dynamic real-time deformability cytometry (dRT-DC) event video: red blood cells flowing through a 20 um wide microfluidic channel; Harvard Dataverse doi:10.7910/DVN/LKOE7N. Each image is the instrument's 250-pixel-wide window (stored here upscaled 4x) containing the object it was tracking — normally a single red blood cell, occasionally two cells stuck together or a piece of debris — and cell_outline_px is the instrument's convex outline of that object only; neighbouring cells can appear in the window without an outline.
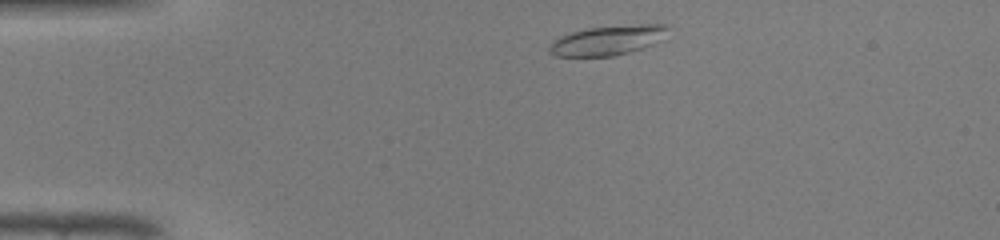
{"species": "common noctule bat (a hibernating species)", "species_latin": "Nyctalus noctula", "temperature_condition": "warm", "stored_images_in_passage": 39, "camera_frame_rate_fps": 3000, "um_per_image_px": 0.085, "animal": {"sex": "male", "body_mass_g": 19.0, "forearm_length_mm": 50.8}, "frame": {"image": 1, "passage_image": 2, "time_ms": 0.333, "image_size_px": [1000, 240], "cell_outline_px": [[672, 28], [660, 40], [652, 44], [628, 52], [612, 56], [556, 56], [548, 52], [548, 48], [552, 40], [560, 36], [572, 32], [588, 28], [640, 24], [668, 24]], "centroid_in_image_um": [51.65, 3.41], "position_along_channel_um": 33.3, "area_um2": 20.46}}
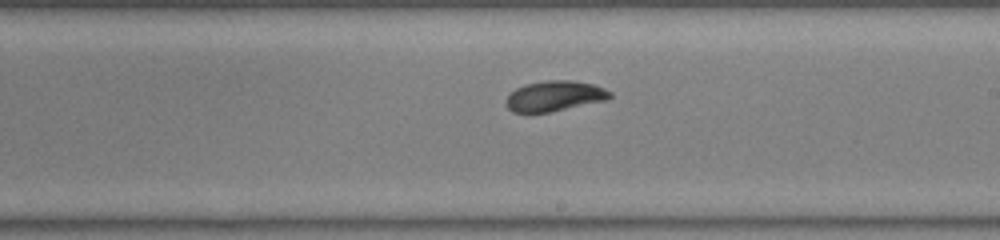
{"frame": {"image": 2, "passage_image": 20, "time_ms": 6.333, "image_size_px": [1000, 240], "cell_outline_px": [[612, 96], [608, 100], [548, 112], [512, 112], [504, 104], [504, 100], [516, 88], [524, 84], [544, 80], [572, 80], [592, 84], [604, 88], [612, 92]], "centroid_in_image_um": [47.13, 8.15], "position_along_channel_um": 241.9, "area_um2": 18.5}}
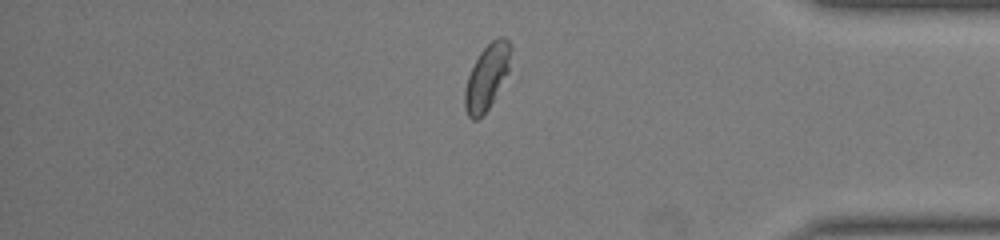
{"frame": {"image": 3, "passage_image": 32, "time_ms": 10.333, "image_size_px": [1000, 240], "cell_outline_px": [[512, 48], [508, 72], [488, 108], [476, 120], [472, 120], [468, 116], [464, 108], [464, 92], [468, 76], [480, 52], [496, 36], [504, 36], [512, 44]], "centroid_in_image_um": [41.39, 6.5], "position_along_channel_um": 393.8, "area_um2": 17.28}, "authors_computed_cell_mechanics": {"area_um2": 18.8428, "velocity_mm_per_s": 4.3269, "shape_relaxation_time_tau1_ms": 2.6522, "shape_relaxation_time_tau2_ms": 5.7987, "deformation_change_tau1": 0.1136, "deformation_change_tau2": 0.1152}}